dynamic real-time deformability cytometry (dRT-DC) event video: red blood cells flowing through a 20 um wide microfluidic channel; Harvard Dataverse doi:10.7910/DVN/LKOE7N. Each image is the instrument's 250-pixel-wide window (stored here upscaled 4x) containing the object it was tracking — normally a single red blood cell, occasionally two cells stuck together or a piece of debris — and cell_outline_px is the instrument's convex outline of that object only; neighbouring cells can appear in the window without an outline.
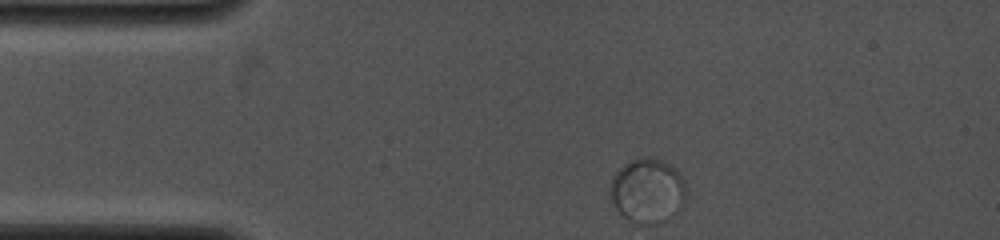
{"species": "common noctule bat (a hibernating species)", "species_latin": "Nyctalus noctula", "temperature_condition": "cold", "stored_images_in_passage": 43, "camera_frame_rate_fps": 4000, "um_per_image_px": 0.085, "animal": {"sex": "female", "body_mass_g": 19.0, "forearm_length_mm": 53.3}, "frame": {"image": 1, "passage_image": 1, "time_ms": 0.0, "image_size_px": [1000, 240], "cell_outline_px": [[684, 208], [644, 224], [640, 224], [624, 216], [616, 208], [612, 200], [608, 184], [612, 176], [624, 164], [632, 160], [648, 156], [660, 160], [676, 168], [684, 180]], "centroid_in_image_um": [55.0, 16.13], "position_along_channel_um": 30.0, "area_um2": 27.74}}
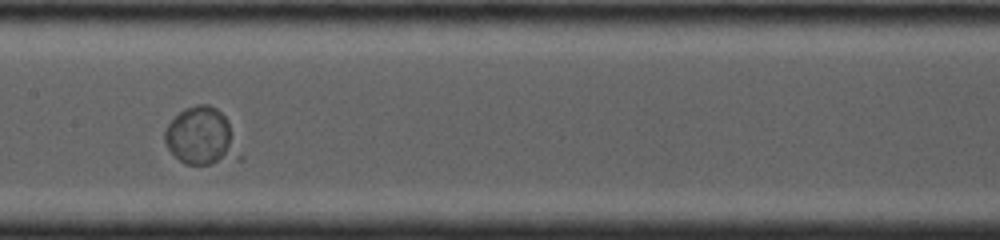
{"frame": {"image": 2, "passage_image": 19, "time_ms": 5.0, "image_size_px": [1000, 240], "cell_outline_px": [[244, 156], [240, 160], [212, 164], [184, 164], [168, 148], [164, 140], [164, 132], [168, 124], [184, 108], [196, 104], [208, 104], [216, 108], [228, 120]], "centroid_in_image_um": [17.19, 11.62], "position_along_channel_um": 190.2, "area_um2": 25.43}}
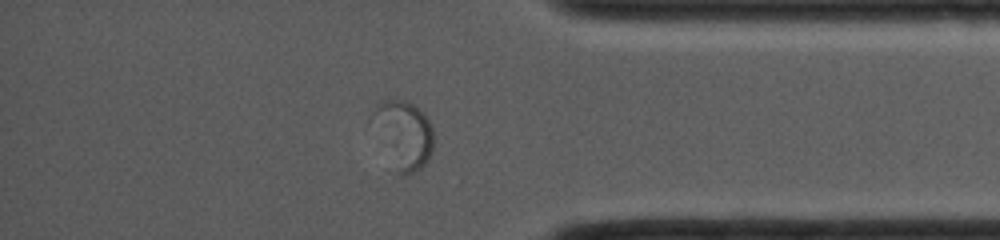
{"frame": {"image": 3, "passage_image": 37, "time_ms": 10.25, "image_size_px": [1000, 240], "cell_outline_px": [[432, 152], [428, 160], [416, 172], [400, 176], [396, 172], [368, 120], [376, 108], [384, 100], [404, 100], [412, 104], [428, 120], [432, 128]], "centroid_in_image_um": [34.25, 11.47], "position_along_channel_um": 401.0, "area_um2": 24.1}}